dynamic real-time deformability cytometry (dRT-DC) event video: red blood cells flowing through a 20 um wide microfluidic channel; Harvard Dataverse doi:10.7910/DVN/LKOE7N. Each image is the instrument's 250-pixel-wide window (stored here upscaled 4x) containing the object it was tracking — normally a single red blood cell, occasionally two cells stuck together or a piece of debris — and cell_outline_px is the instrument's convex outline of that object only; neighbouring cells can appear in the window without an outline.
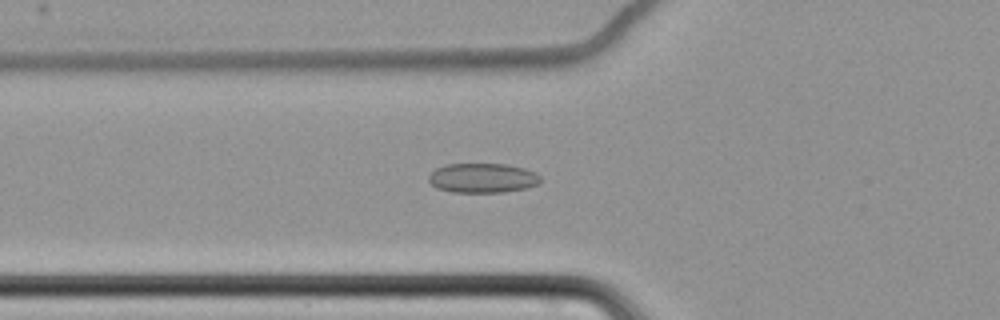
{"species": "common noctule bat (a hibernating species)", "species_latin": "Nyctalus noctula", "temperature_condition": "cold", "stored_images_in_passage": 50, "camera_frame_rate_fps": 3000, "um_per_image_px": 0.085, "animal": {"sex": "female", "body_mass_g": 22.7, "forearm_length_mm": 54.2}, "frame": {"image": 1, "passage_image": 15, "time_ms": 4.667, "image_size_px": [1000, 320], "cell_outline_px": [[540, 184], [528, 188], [504, 192], [452, 192], [436, 188], [428, 180], [428, 176], [436, 168], [444, 164], [508, 164], [524, 168], [536, 172], [540, 176]], "centroid_in_image_um": [41.04, 15.13], "position_along_channel_um": 84.8, "area_um2": 19.48}}
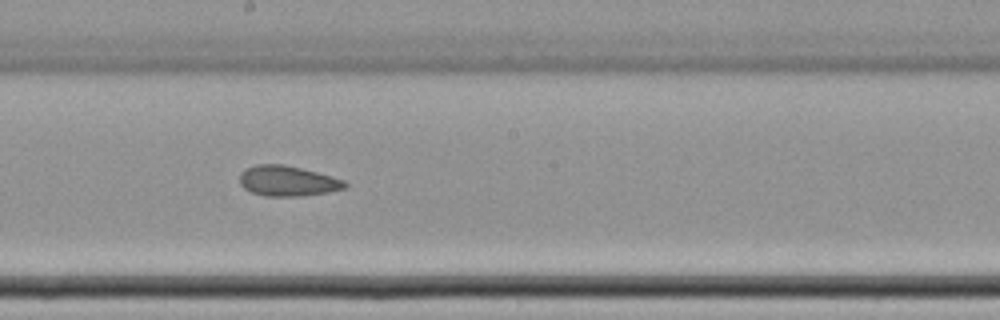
{"frame": {"image": 2, "passage_image": 27, "time_ms": 8.667, "image_size_px": [1000, 320], "cell_outline_px": [[348, 184], [344, 188], [328, 192], [300, 196], [264, 196], [252, 192], [244, 188], [240, 184], [240, 172], [244, 168], [256, 164], [284, 164], [332, 176], [344, 180]], "centroid_in_image_um": [24.41, 15.37], "position_along_channel_um": 223.8, "area_um2": 18.61}}
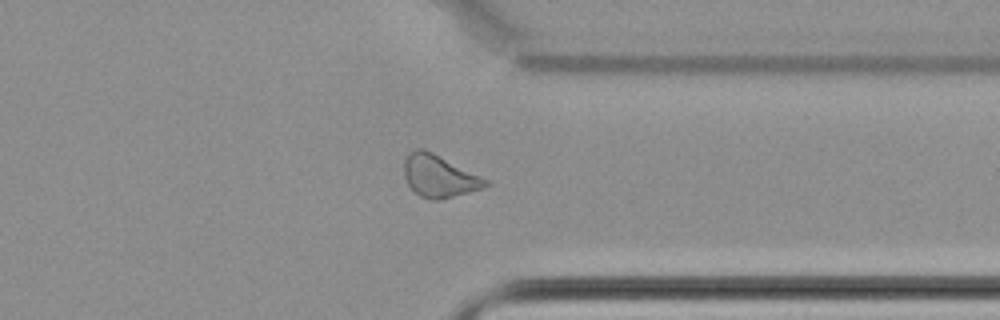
{"frame": {"image": 3, "passage_image": 40, "time_ms": 13.0, "image_size_px": [1000, 320], "cell_outline_px": [[492, 184], [468, 192], [436, 200], [432, 200], [420, 196], [408, 184], [404, 176], [404, 160], [416, 148], [424, 148], [488, 180]], "centroid_in_image_um": [37.31, 14.96], "position_along_channel_um": 374.1, "area_um2": 19.54}}